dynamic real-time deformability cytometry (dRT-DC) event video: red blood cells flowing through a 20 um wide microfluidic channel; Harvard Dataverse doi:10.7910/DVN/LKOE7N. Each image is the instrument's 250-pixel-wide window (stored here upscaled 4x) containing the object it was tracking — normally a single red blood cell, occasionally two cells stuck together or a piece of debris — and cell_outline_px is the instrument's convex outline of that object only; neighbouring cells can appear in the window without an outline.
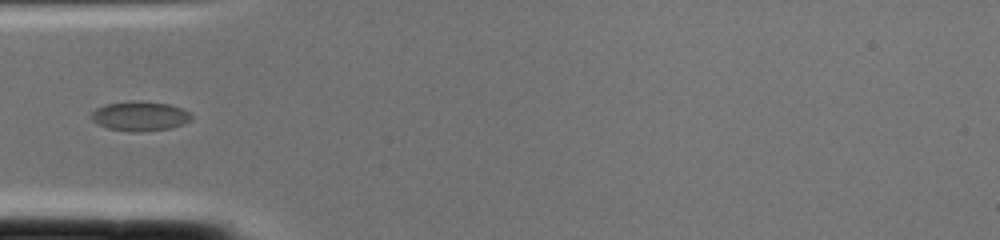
{"species": "common noctule bat (a hibernating species)", "species_latin": "Nyctalus noctula", "temperature_condition": "cold", "stored_images_in_passage": 1, "camera_frame_rate_fps": 3000, "um_per_image_px": 0.085, "animal": {"sex": "female", "body_mass_g": 22.0, "forearm_length_mm": 56.7}, "frame": {"image": 1, "passage_image": 1, "time_ms": 0.0, "image_size_px": [1000, 240], "cell_outline_px": [[192, 116], [184, 124], [168, 128], [136, 132], [132, 132], [108, 128], [96, 124], [92, 120], [92, 112], [96, 108], [104, 104], [132, 100], [140, 100], [168, 104], [180, 108], [188, 112]], "centroid_in_image_um": [11.84, 9.85], "position_along_channel_um": 73.2, "area_um2": 17.17}}